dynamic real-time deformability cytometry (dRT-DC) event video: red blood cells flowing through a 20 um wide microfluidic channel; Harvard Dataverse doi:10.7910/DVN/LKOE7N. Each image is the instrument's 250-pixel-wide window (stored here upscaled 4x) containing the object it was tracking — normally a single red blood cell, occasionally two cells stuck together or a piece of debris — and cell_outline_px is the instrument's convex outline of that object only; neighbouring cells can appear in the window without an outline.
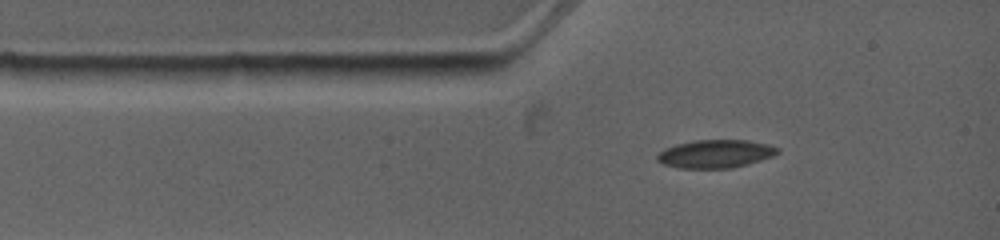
{"species": "common noctule bat (a hibernating species)", "species_latin": "Nyctalus noctula", "temperature_condition": "warm", "stored_images_in_passage": 2, "camera_frame_rate_fps": 4500, "um_per_image_px": 0.085, "animal": {"sex": "female", "body_mass_g": 19.0, "forearm_length_mm": 53.3}, "frame": {"image": 1, "passage_image": 1, "time_ms": 0.0, "image_size_px": [1000, 240], "cell_outline_px": [[780, 152], [772, 156], [748, 164], [732, 168], [680, 168], [664, 164], [656, 160], [656, 156], [664, 148], [676, 144], [692, 140], [748, 140], [768, 144], [780, 148]], "centroid_in_image_um": [60.82, 13.07], "position_along_channel_um": 24.2, "area_um2": 19.83}}
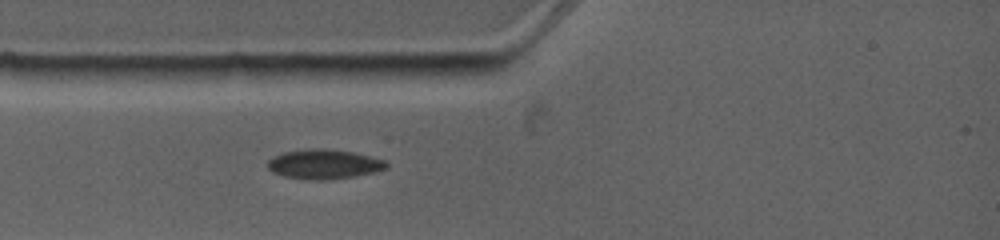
{"frame": {"image": 2, "passage_image": 2, "time_ms": 1.111, "image_size_px": [1000, 240], "cell_outline_px": [[388, 164], [384, 168], [376, 172], [356, 176], [328, 180], [308, 180], [284, 176], [272, 172], [268, 168], [268, 160], [272, 156], [284, 152], [308, 148], [324, 148], [352, 152], [384, 160]], "centroid_in_image_um": [27.5, 13.96], "position_along_channel_um": 57.5, "area_um2": 20.52}}